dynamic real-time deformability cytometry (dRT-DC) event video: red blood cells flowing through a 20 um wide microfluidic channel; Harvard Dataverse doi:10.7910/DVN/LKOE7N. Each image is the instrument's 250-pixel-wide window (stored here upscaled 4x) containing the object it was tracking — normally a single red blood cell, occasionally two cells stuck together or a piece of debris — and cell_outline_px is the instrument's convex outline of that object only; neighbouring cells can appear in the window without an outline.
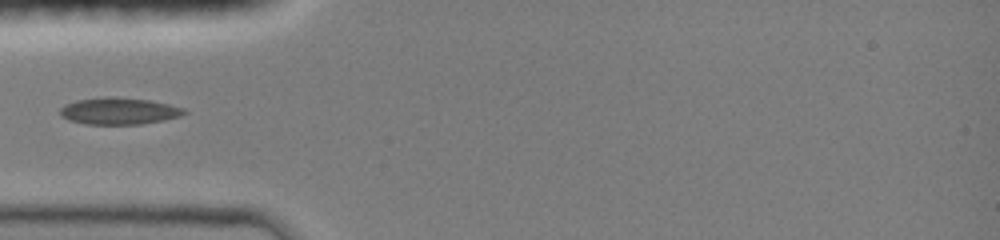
{"species": "common noctule bat (a hibernating species)", "species_latin": "Nyctalus noctula", "temperature_condition": "room temperature", "stored_images_in_passage": 36, "camera_frame_rate_fps": 3000, "um_per_image_px": 0.085, "animal": {"sex": "female", "body_mass_g": 19.0, "forearm_length_mm": 51.5}, "frame": {"image": 1, "passage_image": 1, "time_ms": 0.0, "image_size_px": [1000, 240], "cell_outline_px": [[188, 112], [180, 116], [164, 120], [140, 124], [84, 124], [68, 120], [60, 116], [60, 108], [64, 104], [76, 100], [104, 96], [112, 96], [148, 100], [168, 104], [184, 108]], "centroid_in_image_um": [10.07, 9.43], "position_along_channel_um": 74.9, "area_um2": 19.54}}
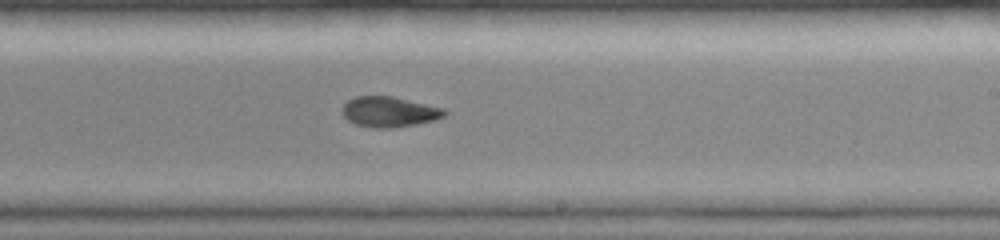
{"frame": {"image": 2, "passage_image": 18, "time_ms": 4.333, "image_size_px": [1000, 240], "cell_outline_px": [[448, 112], [444, 116], [436, 120], [416, 124], [392, 128], [372, 128], [356, 124], [348, 120], [340, 112], [340, 108], [348, 100], [356, 96], [392, 96], [444, 108]], "centroid_in_image_um": [33.07, 9.51], "position_along_channel_um": 255.9, "area_um2": 18.26}}
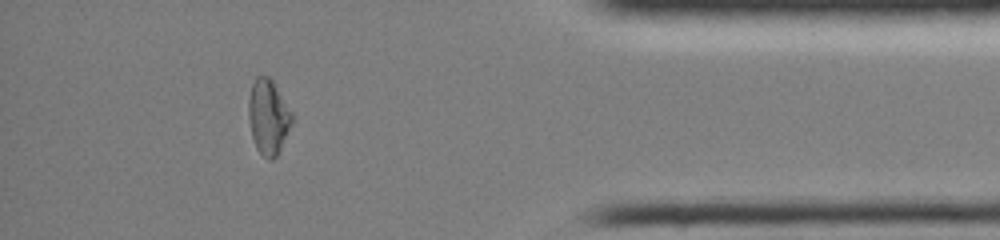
{"frame": {"image": 3, "passage_image": 31, "time_ms": 8.667, "image_size_px": [1000, 240], "cell_outline_px": [[296, 116], [276, 156], [272, 160], [268, 160], [256, 148], [252, 136], [248, 116], [248, 100], [252, 84], [256, 76], [268, 76], [272, 80]], "centroid_in_image_um": [22.82, 9.91], "position_along_channel_um": 412.4, "area_um2": 19.13}}